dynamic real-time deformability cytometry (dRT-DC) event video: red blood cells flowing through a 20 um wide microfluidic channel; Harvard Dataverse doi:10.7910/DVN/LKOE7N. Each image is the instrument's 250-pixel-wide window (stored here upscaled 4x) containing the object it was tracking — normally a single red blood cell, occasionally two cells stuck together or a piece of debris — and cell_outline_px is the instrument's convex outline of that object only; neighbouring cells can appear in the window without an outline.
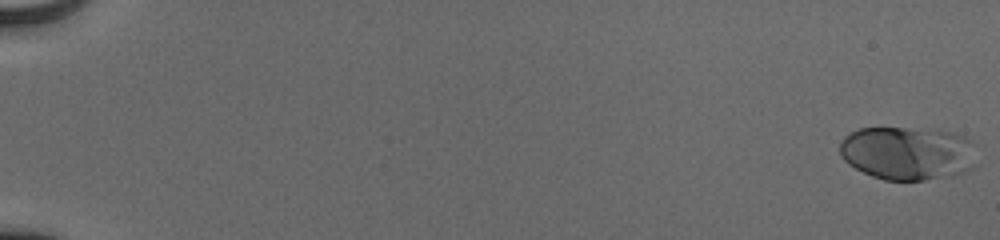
{"species": "human", "species_latin": "Homo sapiens", "temperature_condition": "cold", "stored_images_in_passage": 56, "camera_frame_rate_fps": 3000, "um_per_image_px": 0.085, "donor": {"sex": "male"}, "frame": {"image": 1, "passage_image": 1, "time_ms": 0.0, "image_size_px": [1000, 240], "cell_outline_px": [[976, 164], [972, 168], [964, 172], [952, 176], [924, 180], [884, 180], [872, 176], [848, 164], [840, 156], [840, 140], [844, 136], [860, 128], [904, 128], [956, 132], [972, 140]], "centroid_in_image_um": [77.16, 13.02], "position_along_channel_um": 7.8, "area_um2": 43.0}}
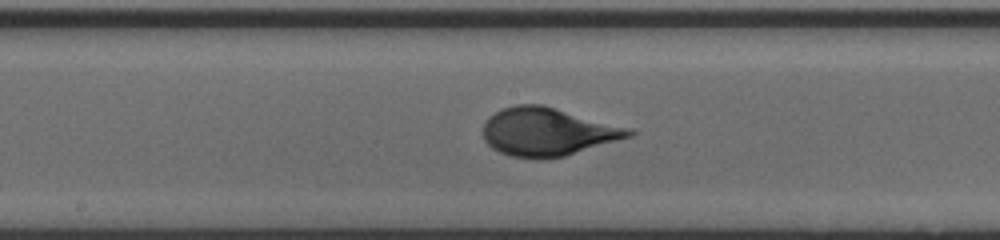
{"frame": {"image": 2, "passage_image": 32, "time_ms": 10.333, "image_size_px": [1000, 240], "cell_outline_px": [[636, 132], [632, 136], [564, 156], [544, 160], [536, 160], [512, 156], [500, 152], [492, 148], [484, 140], [484, 124], [488, 116], [500, 108], [516, 104], [544, 104], [632, 128]], "centroid_in_image_um": [46.55, 11.19], "position_along_channel_um": 201.7, "area_um2": 41.44}}
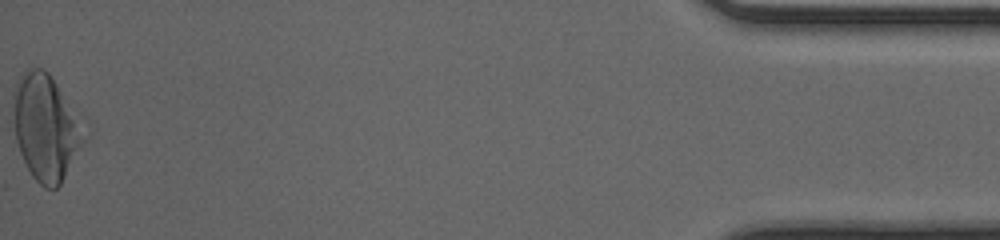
{"frame": {"image": 3, "passage_image": 56, "time_ms": 18.333, "image_size_px": [1000, 240], "cell_outline_px": [[88, 136], [84, 144], [60, 184], [56, 188], [44, 188], [32, 176], [20, 152], [16, 140], [12, 116], [12, 88], [16, 80], [24, 68], [44, 68], [48, 72], [80, 112]], "centroid_in_image_um": [3.91, 10.75], "position_along_channel_um": 431.3, "area_um2": 45.08}}